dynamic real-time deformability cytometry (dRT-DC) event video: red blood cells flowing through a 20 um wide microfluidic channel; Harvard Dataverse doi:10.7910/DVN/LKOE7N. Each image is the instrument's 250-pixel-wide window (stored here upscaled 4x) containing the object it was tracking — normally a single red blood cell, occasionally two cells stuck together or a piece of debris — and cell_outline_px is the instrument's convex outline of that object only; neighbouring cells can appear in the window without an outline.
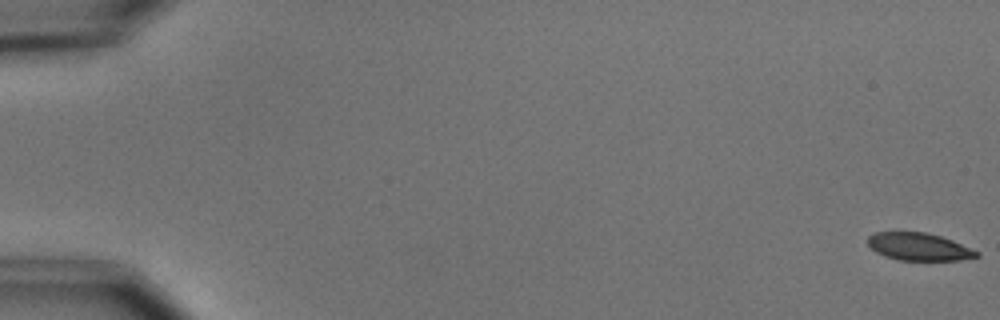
{"species": "common noctule bat (a hibernating species)", "species_latin": "Nyctalus noctula", "temperature_condition": "cold", "stored_images_in_passage": 9, "camera_frame_rate_fps": 3000, "um_per_image_px": 0.085, "animal": {"sex": "male", "body_mass_g": 15.6}, "frame": {"image": 1, "passage_image": 1, "time_ms": 0.0, "image_size_px": [1000, 320], "cell_outline_px": [[980, 256], [960, 260], [900, 260], [884, 256], [876, 252], [868, 244], [868, 236], [872, 232], [924, 232], [940, 236], [952, 240], [980, 252]], "centroid_in_image_um": [78.1, 20.97], "position_along_channel_um": 6.9, "area_um2": 17.46}}
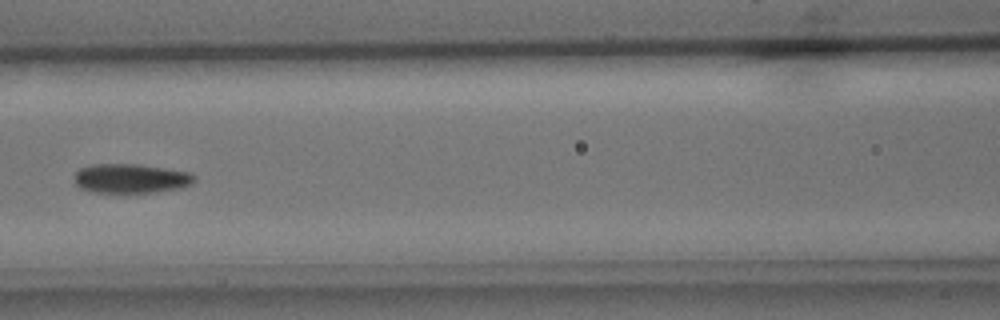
{"frame": {"image": 2, "passage_image": 8, "time_ms": 8.333, "image_size_px": [1000, 320], "cell_outline_px": [[196, 180], [192, 184], [180, 188], [156, 192], [124, 196], [92, 192], [80, 188], [76, 184], [76, 172], [80, 168], [92, 164], [140, 164], [188, 172], [196, 176]], "centroid_in_image_um": [11.12, 15.22], "position_along_channel_um": 155.5, "area_um2": 21.39}}
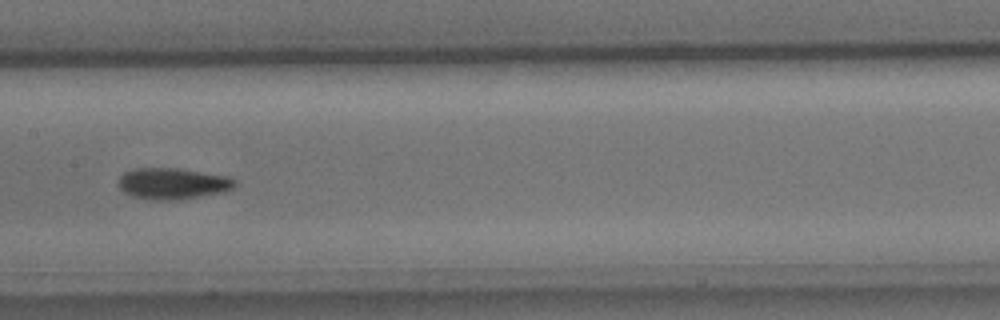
{"frame": {"image": 3, "passage_image": 9, "time_ms": 9.333, "image_size_px": [1000, 320], "cell_outline_px": [[236, 184], [232, 188], [224, 192], [180, 200], [156, 200], [132, 196], [124, 192], [120, 188], [120, 176], [124, 172], [136, 168], [180, 168], [228, 176], [236, 180]], "centroid_in_image_um": [14.71, 15.6], "position_along_channel_um": 192.7, "area_um2": 21.27}}